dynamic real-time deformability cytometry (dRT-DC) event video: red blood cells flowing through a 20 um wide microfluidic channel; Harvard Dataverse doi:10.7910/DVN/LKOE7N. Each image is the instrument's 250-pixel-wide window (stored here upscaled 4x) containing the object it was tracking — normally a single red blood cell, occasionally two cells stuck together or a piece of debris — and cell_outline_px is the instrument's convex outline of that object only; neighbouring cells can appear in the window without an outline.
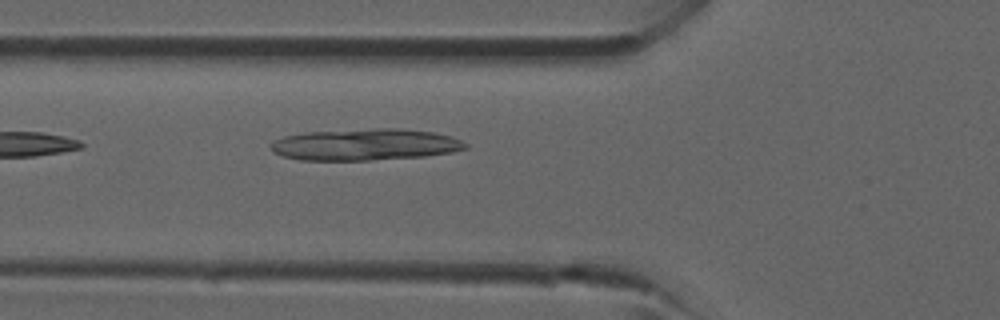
{"species": "common noctule bat (a hibernating species)", "species_latin": "Nyctalus noctula", "temperature_condition": "room temperature", "stored_images_in_passage": 5, "camera_frame_rate_fps": 3000, "um_per_image_px": 0.085, "animal": {"sex": "male", "forearm_length_mm": 52.5}, "frame": {"image": 1, "passage_image": 5, "time_ms": 4.667, "image_size_px": [1000, 320], "cell_outline_px": [[468, 148], [452, 152], [424, 156], [368, 160], [300, 160], [284, 156], [272, 152], [272, 144], [276, 140], [284, 136], [304, 132], [372, 128], [404, 128], [432, 132], [452, 136], [468, 144]], "centroid_in_image_um": [31.07, 12.28], "position_along_channel_um": 94.7, "area_um2": 35.89}}